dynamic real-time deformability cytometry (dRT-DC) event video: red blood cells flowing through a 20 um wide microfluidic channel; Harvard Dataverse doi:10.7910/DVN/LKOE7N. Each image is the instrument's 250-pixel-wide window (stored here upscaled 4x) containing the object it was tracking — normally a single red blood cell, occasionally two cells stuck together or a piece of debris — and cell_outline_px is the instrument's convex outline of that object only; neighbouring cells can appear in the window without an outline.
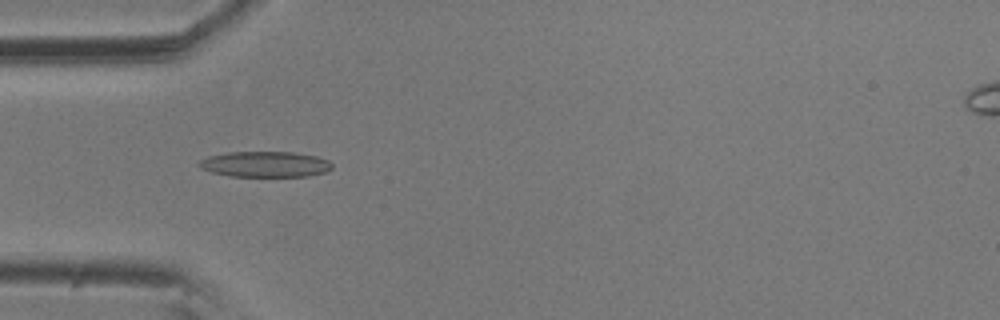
{"species": "common noctule bat (a hibernating species)", "species_latin": "Nyctalus noctula", "temperature_condition": "room temperature", "stored_images_in_passage": 6, "camera_frame_rate_fps": 3000, "um_per_image_px": 0.085, "animal": {"sex": "male", "body_mass_g": 20.5, "forearm_length_mm": 52.5}, "frame": {"image": 1, "passage_image": 5, "time_ms": 1.333, "image_size_px": [1000, 320], "cell_outline_px": [[332, 168], [324, 172], [308, 176], [232, 176], [212, 172], [200, 168], [196, 164], [200, 160], [208, 156], [228, 152], [292, 152], [316, 156], [328, 160], [332, 164]], "centroid_in_image_um": [22.51, 13.95], "position_along_channel_um": 62.5, "area_um2": 19.83}}
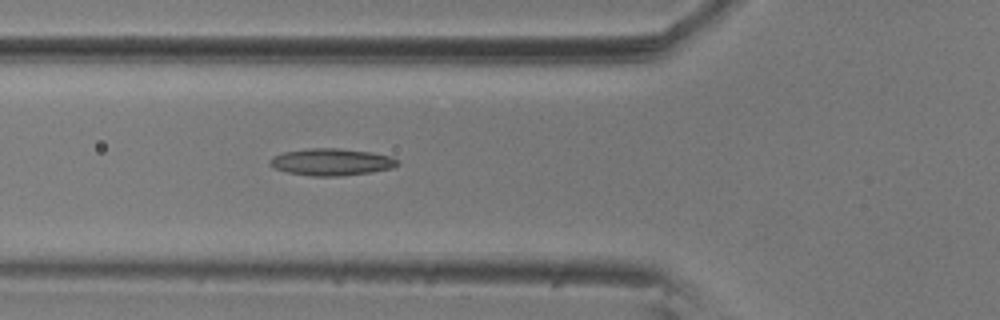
{"frame": {"image": 2, "passage_image": 6, "time_ms": 1.667, "image_size_px": [1000, 320], "cell_outline_px": [[400, 164], [392, 168], [372, 172], [340, 176], [312, 176], [288, 172], [276, 168], [268, 164], [268, 160], [272, 156], [284, 152], [308, 148], [340, 148], [372, 152], [392, 156], [400, 160]], "centroid_in_image_um": [28.21, 13.76], "position_along_channel_um": 97.6, "area_um2": 20.29}}